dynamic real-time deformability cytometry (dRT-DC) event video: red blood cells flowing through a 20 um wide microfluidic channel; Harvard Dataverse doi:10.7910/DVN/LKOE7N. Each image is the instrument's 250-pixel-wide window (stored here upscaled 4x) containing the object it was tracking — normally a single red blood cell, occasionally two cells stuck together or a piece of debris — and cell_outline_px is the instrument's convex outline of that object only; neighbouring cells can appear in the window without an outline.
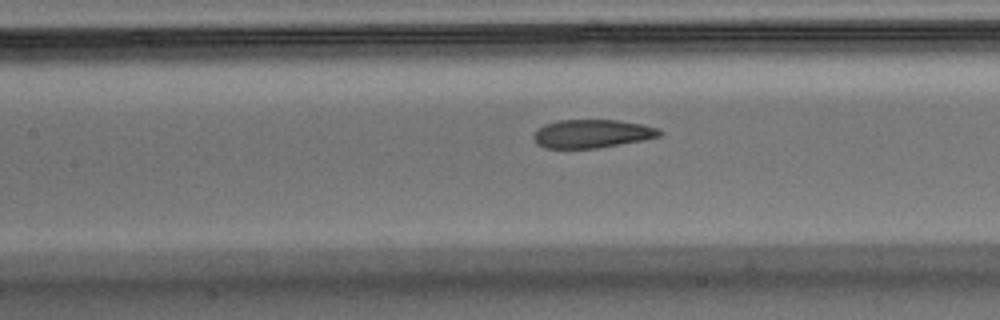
{"species": "Egyptian fruit bat (a non-hibernating species)", "species_latin": "Rousettus aegyptiacus", "temperature_condition": "warm", "stored_images_in_passage": 35, "camera_frame_rate_fps": 3000, "um_per_image_px": 0.085, "animal": {"sex": "male"}, "frame": {"image": 1, "passage_image": 16, "time_ms": 5.0, "image_size_px": [1000, 320], "cell_outline_px": [[664, 132], [660, 136], [644, 140], [596, 148], [544, 148], [536, 144], [532, 136], [536, 128], [544, 124], [560, 120], [616, 120], [640, 124], [660, 128]], "centroid_in_image_um": [50.3, 11.36], "position_along_channel_um": 157.1, "area_um2": 20.98}}
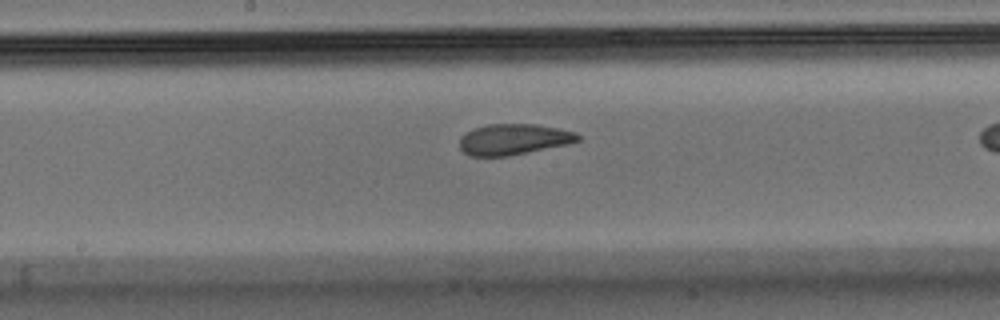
{"frame": {"image": 2, "passage_image": 20, "time_ms": 6.333, "image_size_px": [1000, 320], "cell_outline_px": [[580, 140], [568, 144], [508, 156], [468, 156], [460, 148], [460, 136], [476, 128], [488, 124], [536, 124], [576, 132], [580, 136]], "centroid_in_image_um": [43.66, 11.85], "position_along_channel_um": 204.5, "area_um2": 21.15}}